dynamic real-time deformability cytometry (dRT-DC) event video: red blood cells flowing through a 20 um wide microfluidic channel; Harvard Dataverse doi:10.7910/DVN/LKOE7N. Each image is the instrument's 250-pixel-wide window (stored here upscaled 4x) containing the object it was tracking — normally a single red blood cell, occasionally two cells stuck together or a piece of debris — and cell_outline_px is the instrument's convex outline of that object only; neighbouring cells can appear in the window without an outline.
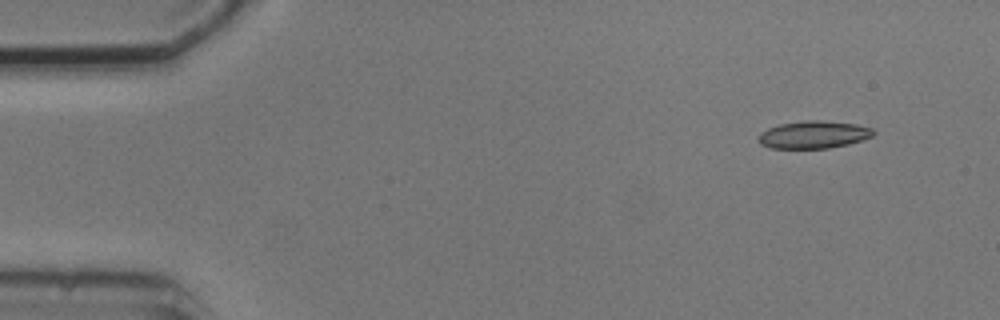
{"species": "common noctule bat (a hibernating species)", "species_latin": "Nyctalus noctula", "temperature_condition": "cold", "stored_images_in_passage": 10, "camera_frame_rate_fps": 3000, "um_per_image_px": 0.085, "animal": {"sex": "male", "body_mass_g": 20.5, "forearm_length_mm": 52.5}, "frame": {"image": 1, "passage_image": 1, "time_ms": 0.0, "image_size_px": [1000, 320], "cell_outline_px": [[876, 132], [872, 136], [848, 144], [828, 148], [772, 148], [760, 144], [760, 132], [768, 128], [780, 124], [804, 120], [820, 120], [856, 124], [872, 128]], "centroid_in_image_um": [69.17, 11.44], "position_along_channel_um": 15.8, "area_um2": 18.26}}
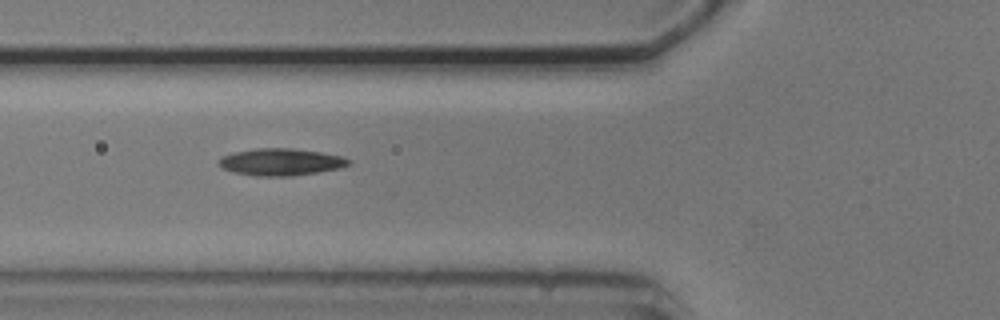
{"frame": {"image": 2, "passage_image": 5, "time_ms": 5.0, "image_size_px": [1000, 320], "cell_outline_px": [[352, 164], [340, 168], [320, 172], [292, 176], [256, 176], [232, 172], [216, 164], [220, 156], [236, 152], [256, 148], [292, 148], [320, 152], [344, 156], [352, 160]], "centroid_in_image_um": [23.9, 13.77], "position_along_channel_um": 101.9, "area_um2": 20.75}}
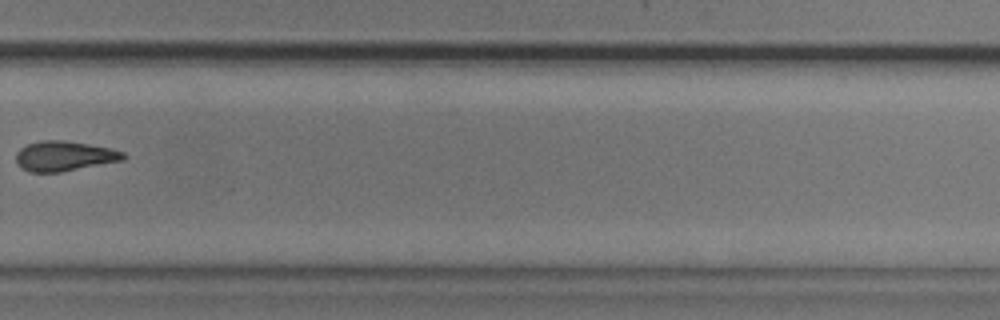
{"frame": {"image": 3, "passage_image": 10, "time_ms": 11.0, "image_size_px": [1000, 320], "cell_outline_px": [[128, 156], [124, 160], [60, 172], [28, 172], [20, 168], [16, 164], [16, 152], [20, 148], [28, 144], [44, 140], [64, 140], [88, 144], [108, 148], [124, 152]], "centroid_in_image_um": [5.44, 13.27], "position_along_channel_um": 324.4, "area_um2": 18.79}}